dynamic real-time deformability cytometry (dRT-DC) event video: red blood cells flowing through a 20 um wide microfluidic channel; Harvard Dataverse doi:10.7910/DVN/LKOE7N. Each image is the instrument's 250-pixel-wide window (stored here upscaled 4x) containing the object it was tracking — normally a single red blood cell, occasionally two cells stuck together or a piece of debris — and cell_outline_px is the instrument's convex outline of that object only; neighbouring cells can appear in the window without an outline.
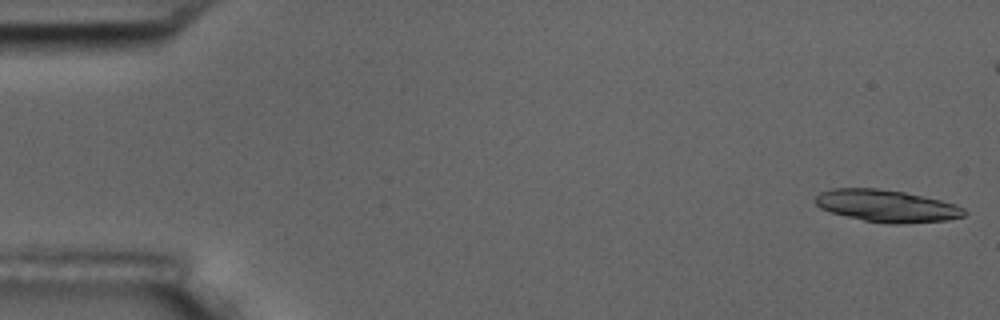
{"species": "common noctule bat (a hibernating species)", "species_latin": "Nyctalus noctula", "temperature_condition": "room temperature", "stored_images_in_passage": 10, "camera_frame_rate_fps": 3000, "um_per_image_px": 0.085, "animal": {"sex": "male", "body_mass_g": 17.5, "forearm_length_mm": 52.3}, "frame": {"image": 1, "passage_image": 1, "time_ms": 0.0, "image_size_px": [1000, 320], "cell_outline_px": [[968, 212], [964, 216], [948, 220], [896, 224], [888, 224], [864, 220], [828, 212], [820, 208], [816, 204], [816, 196], [820, 192], [832, 188], [876, 188], [904, 192], [940, 200], [956, 204], [964, 208]], "centroid_in_image_um": [75.37, 17.5], "position_along_channel_um": 9.6, "area_um2": 27.92}}